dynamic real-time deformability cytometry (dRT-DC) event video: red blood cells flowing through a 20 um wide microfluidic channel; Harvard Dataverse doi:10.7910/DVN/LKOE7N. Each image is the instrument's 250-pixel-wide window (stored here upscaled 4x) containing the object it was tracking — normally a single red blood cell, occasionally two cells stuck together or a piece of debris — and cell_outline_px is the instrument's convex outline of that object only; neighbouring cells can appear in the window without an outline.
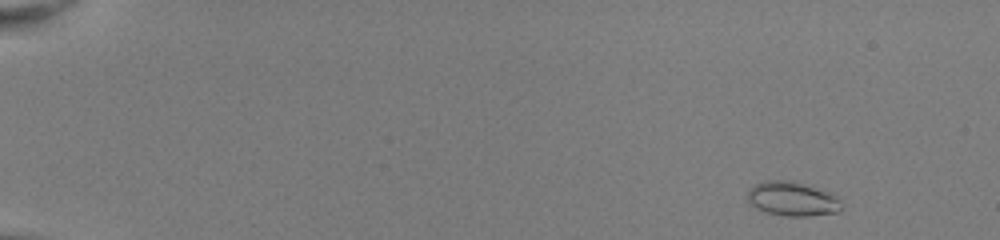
{"species": "common noctule bat (a hibernating species)", "species_latin": "Nyctalus noctula", "temperature_condition": "room temperature", "stored_images_in_passage": 53, "camera_frame_rate_fps": 3000, "um_per_image_px": 0.085, "animal": {"sex": "female", "body_mass_g": 22.0, "forearm_length_mm": 56.7}, "frame": {"image": 1, "passage_image": 6, "time_ms": 1.667, "image_size_px": [1000, 240], "cell_outline_px": [[840, 212], [808, 216], [784, 216], [768, 212], [756, 208], [748, 200], [748, 192], [756, 184], [768, 180], [792, 180], [812, 184], [832, 196], [836, 200], [840, 208]], "centroid_in_image_um": [67.32, 16.89], "position_along_channel_um": 17.7, "area_um2": 18.44}}
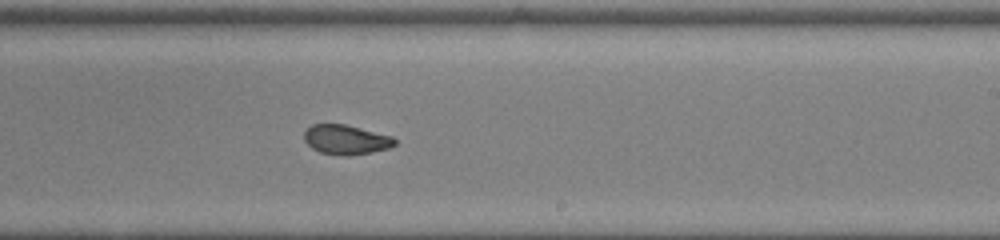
{"frame": {"image": 2, "passage_image": 35, "time_ms": 11.333, "image_size_px": [1000, 240], "cell_outline_px": [[396, 144], [388, 148], [372, 152], [348, 156], [340, 156], [320, 152], [312, 148], [304, 140], [304, 132], [312, 124], [344, 124], [392, 136], [396, 140]], "centroid_in_image_um": [29.4, 11.88], "position_along_channel_um": 259.6, "area_um2": 15.61}}
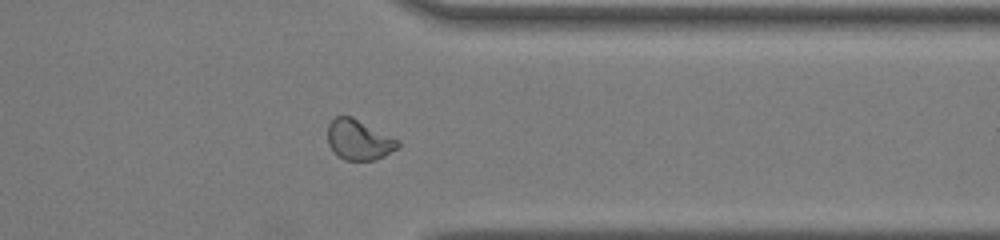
{"frame": {"image": 3, "passage_image": 44, "time_ms": 14.333, "image_size_px": [1000, 240], "cell_outline_px": [[400, 148], [376, 160], [344, 160], [328, 144], [328, 124], [336, 116], [352, 116], [400, 140]], "centroid_in_image_um": [30.55, 11.88], "position_along_channel_um": 380.9, "area_um2": 16.53}, "authors_computed_cell_mechanics": {"area_um2": 17.051, "velocity_mm_per_s": 4.0516, "shape_relaxation_time_tau1_ms": 7.5058, "shape_relaxation_time_tau2_ms": 1.204, "deformation_change_tau1": 0.1428, "deformation_change_tau2": 0.0678}}